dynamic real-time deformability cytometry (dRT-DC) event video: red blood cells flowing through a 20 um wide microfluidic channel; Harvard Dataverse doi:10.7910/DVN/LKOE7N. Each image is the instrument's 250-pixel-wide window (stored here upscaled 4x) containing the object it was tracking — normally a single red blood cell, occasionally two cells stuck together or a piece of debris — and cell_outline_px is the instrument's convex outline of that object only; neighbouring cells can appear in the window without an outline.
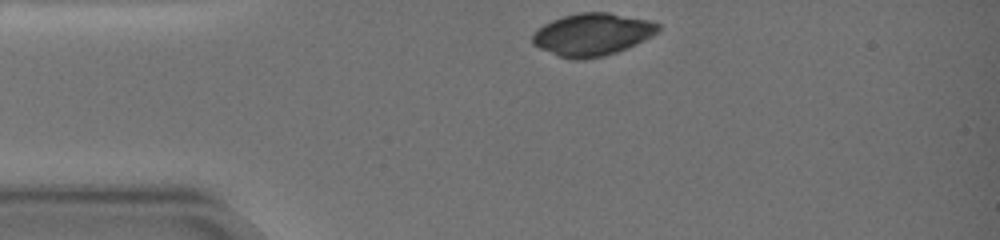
{"species": "common noctule bat (a hibernating species)", "species_latin": "Nyctalus noctula", "temperature_condition": "warm", "stored_images_in_passage": 5, "camera_frame_rate_fps": 3000, "um_per_image_px": 0.085, "animal": {"sex": "female", "body_mass_g": 19.0, "forearm_length_mm": 51.5}, "frame": {"image": 1, "passage_image": 1, "time_ms": 0.0, "image_size_px": [1000, 240], "cell_outline_px": [[660, 28], [652, 36], [636, 44], [616, 52], [604, 56], [584, 60], [572, 60], [556, 56], [532, 44], [532, 36], [544, 24], [552, 20], [564, 16], [580, 12], [608, 12], [652, 20], [660, 24]], "centroid_in_image_um": [50.36, 2.94], "position_along_channel_um": 34.6, "area_um2": 31.21}}